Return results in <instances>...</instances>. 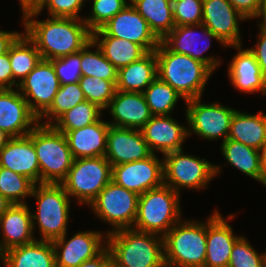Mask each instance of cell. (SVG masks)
I'll return each mask as SVG.
<instances>
[{"label":"cell","instance_id":"obj_13","mask_svg":"<svg viewBox=\"0 0 266 267\" xmlns=\"http://www.w3.org/2000/svg\"><path fill=\"white\" fill-rule=\"evenodd\" d=\"M92 35H109L140 45L146 52L155 51L160 40L150 30L147 21L129 3Z\"/></svg>","mask_w":266,"mask_h":267},{"label":"cell","instance_id":"obj_49","mask_svg":"<svg viewBox=\"0 0 266 267\" xmlns=\"http://www.w3.org/2000/svg\"><path fill=\"white\" fill-rule=\"evenodd\" d=\"M21 33L0 30V55L7 53L11 44Z\"/></svg>","mask_w":266,"mask_h":267},{"label":"cell","instance_id":"obj_17","mask_svg":"<svg viewBox=\"0 0 266 267\" xmlns=\"http://www.w3.org/2000/svg\"><path fill=\"white\" fill-rule=\"evenodd\" d=\"M203 32L202 35L208 40L203 48H198L196 45L199 44L198 30ZM200 35V34H199ZM206 35V36H205ZM212 38H215L223 47H227L211 30L207 29L203 24L199 25H184L175 26L162 40L161 42L170 50L178 54L188 55L195 60L204 63L212 72L221 64V61L216 57L202 56L210 47ZM201 40V39H200ZM205 41V42H206ZM198 42V43H197ZM209 43V44H208Z\"/></svg>","mask_w":266,"mask_h":267},{"label":"cell","instance_id":"obj_39","mask_svg":"<svg viewBox=\"0 0 266 267\" xmlns=\"http://www.w3.org/2000/svg\"><path fill=\"white\" fill-rule=\"evenodd\" d=\"M79 85L86 101L95 103L103 110L107 109L116 91L112 81L92 76H81Z\"/></svg>","mask_w":266,"mask_h":267},{"label":"cell","instance_id":"obj_12","mask_svg":"<svg viewBox=\"0 0 266 267\" xmlns=\"http://www.w3.org/2000/svg\"><path fill=\"white\" fill-rule=\"evenodd\" d=\"M59 87L60 82L52 62L41 59L17 88L27 101L30 110L40 118L52 105Z\"/></svg>","mask_w":266,"mask_h":267},{"label":"cell","instance_id":"obj_14","mask_svg":"<svg viewBox=\"0 0 266 267\" xmlns=\"http://www.w3.org/2000/svg\"><path fill=\"white\" fill-rule=\"evenodd\" d=\"M112 181L141 195L164 184L163 159L153 153L143 160L114 165Z\"/></svg>","mask_w":266,"mask_h":267},{"label":"cell","instance_id":"obj_3","mask_svg":"<svg viewBox=\"0 0 266 267\" xmlns=\"http://www.w3.org/2000/svg\"><path fill=\"white\" fill-rule=\"evenodd\" d=\"M157 76L181 94L185 101L199 98L212 71L194 58L170 51L161 41L155 49Z\"/></svg>","mask_w":266,"mask_h":267},{"label":"cell","instance_id":"obj_45","mask_svg":"<svg viewBox=\"0 0 266 267\" xmlns=\"http://www.w3.org/2000/svg\"><path fill=\"white\" fill-rule=\"evenodd\" d=\"M247 19L258 18L262 10V0H228Z\"/></svg>","mask_w":266,"mask_h":267},{"label":"cell","instance_id":"obj_23","mask_svg":"<svg viewBox=\"0 0 266 267\" xmlns=\"http://www.w3.org/2000/svg\"><path fill=\"white\" fill-rule=\"evenodd\" d=\"M107 108L114 119L109 124L114 127L141 129L153 116L143 93L116 90Z\"/></svg>","mask_w":266,"mask_h":267},{"label":"cell","instance_id":"obj_16","mask_svg":"<svg viewBox=\"0 0 266 267\" xmlns=\"http://www.w3.org/2000/svg\"><path fill=\"white\" fill-rule=\"evenodd\" d=\"M245 19L228 0H203L202 24L227 47L242 45L238 22Z\"/></svg>","mask_w":266,"mask_h":267},{"label":"cell","instance_id":"obj_31","mask_svg":"<svg viewBox=\"0 0 266 267\" xmlns=\"http://www.w3.org/2000/svg\"><path fill=\"white\" fill-rule=\"evenodd\" d=\"M129 1L160 41L175 27L172 3L169 0Z\"/></svg>","mask_w":266,"mask_h":267},{"label":"cell","instance_id":"obj_38","mask_svg":"<svg viewBox=\"0 0 266 267\" xmlns=\"http://www.w3.org/2000/svg\"><path fill=\"white\" fill-rule=\"evenodd\" d=\"M34 183L27 177L0 167V194L11 204H24L31 196Z\"/></svg>","mask_w":266,"mask_h":267},{"label":"cell","instance_id":"obj_37","mask_svg":"<svg viewBox=\"0 0 266 267\" xmlns=\"http://www.w3.org/2000/svg\"><path fill=\"white\" fill-rule=\"evenodd\" d=\"M95 103L84 101L63 113L52 126L56 130H75L97 122L102 111Z\"/></svg>","mask_w":266,"mask_h":267},{"label":"cell","instance_id":"obj_28","mask_svg":"<svg viewBox=\"0 0 266 267\" xmlns=\"http://www.w3.org/2000/svg\"><path fill=\"white\" fill-rule=\"evenodd\" d=\"M156 77V54L150 51L139 60L118 69L116 90L143 93Z\"/></svg>","mask_w":266,"mask_h":267},{"label":"cell","instance_id":"obj_44","mask_svg":"<svg viewBox=\"0 0 266 267\" xmlns=\"http://www.w3.org/2000/svg\"><path fill=\"white\" fill-rule=\"evenodd\" d=\"M85 0H40L33 8L40 14L47 7L49 16L84 19L79 13Z\"/></svg>","mask_w":266,"mask_h":267},{"label":"cell","instance_id":"obj_5","mask_svg":"<svg viewBox=\"0 0 266 267\" xmlns=\"http://www.w3.org/2000/svg\"><path fill=\"white\" fill-rule=\"evenodd\" d=\"M179 199L165 184L139 195L133 229L163 237L182 218Z\"/></svg>","mask_w":266,"mask_h":267},{"label":"cell","instance_id":"obj_21","mask_svg":"<svg viewBox=\"0 0 266 267\" xmlns=\"http://www.w3.org/2000/svg\"><path fill=\"white\" fill-rule=\"evenodd\" d=\"M215 210L207 221V246L204 267H228L229 258L235 241L240 237L233 234L232 225Z\"/></svg>","mask_w":266,"mask_h":267},{"label":"cell","instance_id":"obj_36","mask_svg":"<svg viewBox=\"0 0 266 267\" xmlns=\"http://www.w3.org/2000/svg\"><path fill=\"white\" fill-rule=\"evenodd\" d=\"M86 101L79 82L60 85L50 108L39 118V123L52 125L63 113ZM42 118L48 122H40ZM41 119V120H40Z\"/></svg>","mask_w":266,"mask_h":267},{"label":"cell","instance_id":"obj_54","mask_svg":"<svg viewBox=\"0 0 266 267\" xmlns=\"http://www.w3.org/2000/svg\"><path fill=\"white\" fill-rule=\"evenodd\" d=\"M259 18H263L262 23L259 22L258 24L266 27V0H262V10L259 15Z\"/></svg>","mask_w":266,"mask_h":267},{"label":"cell","instance_id":"obj_48","mask_svg":"<svg viewBox=\"0 0 266 267\" xmlns=\"http://www.w3.org/2000/svg\"><path fill=\"white\" fill-rule=\"evenodd\" d=\"M78 267H113L112 255L109 248L106 246L94 258L84 261Z\"/></svg>","mask_w":266,"mask_h":267},{"label":"cell","instance_id":"obj_9","mask_svg":"<svg viewBox=\"0 0 266 267\" xmlns=\"http://www.w3.org/2000/svg\"><path fill=\"white\" fill-rule=\"evenodd\" d=\"M180 151L164 154V184L180 194V188L201 189L220 173L219 165Z\"/></svg>","mask_w":266,"mask_h":267},{"label":"cell","instance_id":"obj_46","mask_svg":"<svg viewBox=\"0 0 266 267\" xmlns=\"http://www.w3.org/2000/svg\"><path fill=\"white\" fill-rule=\"evenodd\" d=\"M259 28L258 43L254 46V49L249 48V50L254 54L262 74L266 79V27L259 24Z\"/></svg>","mask_w":266,"mask_h":267},{"label":"cell","instance_id":"obj_42","mask_svg":"<svg viewBox=\"0 0 266 267\" xmlns=\"http://www.w3.org/2000/svg\"><path fill=\"white\" fill-rule=\"evenodd\" d=\"M172 10L175 26L202 24L203 0H178Z\"/></svg>","mask_w":266,"mask_h":267},{"label":"cell","instance_id":"obj_27","mask_svg":"<svg viewBox=\"0 0 266 267\" xmlns=\"http://www.w3.org/2000/svg\"><path fill=\"white\" fill-rule=\"evenodd\" d=\"M0 261L4 267H56L52 241L38 239L8 249L0 255Z\"/></svg>","mask_w":266,"mask_h":267},{"label":"cell","instance_id":"obj_4","mask_svg":"<svg viewBox=\"0 0 266 267\" xmlns=\"http://www.w3.org/2000/svg\"><path fill=\"white\" fill-rule=\"evenodd\" d=\"M207 223L179 221L164 236V263L169 267H204Z\"/></svg>","mask_w":266,"mask_h":267},{"label":"cell","instance_id":"obj_24","mask_svg":"<svg viewBox=\"0 0 266 267\" xmlns=\"http://www.w3.org/2000/svg\"><path fill=\"white\" fill-rule=\"evenodd\" d=\"M0 255L10 248L32 243L33 236L32 213L28 204H12L0 217Z\"/></svg>","mask_w":266,"mask_h":267},{"label":"cell","instance_id":"obj_50","mask_svg":"<svg viewBox=\"0 0 266 267\" xmlns=\"http://www.w3.org/2000/svg\"><path fill=\"white\" fill-rule=\"evenodd\" d=\"M258 152H259V160H260L261 169H262L264 177L266 178V141L258 149Z\"/></svg>","mask_w":266,"mask_h":267},{"label":"cell","instance_id":"obj_52","mask_svg":"<svg viewBox=\"0 0 266 267\" xmlns=\"http://www.w3.org/2000/svg\"><path fill=\"white\" fill-rule=\"evenodd\" d=\"M12 137L0 129V150L8 143Z\"/></svg>","mask_w":266,"mask_h":267},{"label":"cell","instance_id":"obj_34","mask_svg":"<svg viewBox=\"0 0 266 267\" xmlns=\"http://www.w3.org/2000/svg\"><path fill=\"white\" fill-rule=\"evenodd\" d=\"M146 103L153 116L170 115L179 98L184 97L158 76L143 91Z\"/></svg>","mask_w":266,"mask_h":267},{"label":"cell","instance_id":"obj_1","mask_svg":"<svg viewBox=\"0 0 266 267\" xmlns=\"http://www.w3.org/2000/svg\"><path fill=\"white\" fill-rule=\"evenodd\" d=\"M22 13L24 31L35 43L42 59L53 60L77 53L92 40V32L83 19L49 17L37 21L33 20L38 15L33 7Z\"/></svg>","mask_w":266,"mask_h":267},{"label":"cell","instance_id":"obj_7","mask_svg":"<svg viewBox=\"0 0 266 267\" xmlns=\"http://www.w3.org/2000/svg\"><path fill=\"white\" fill-rule=\"evenodd\" d=\"M38 186V187H37ZM37 199V214L32 213L33 232L36 224L41 234L40 240L54 241L67 233L70 211V196L62 184L38 183L31 197ZM37 223L35 224L36 220Z\"/></svg>","mask_w":266,"mask_h":267},{"label":"cell","instance_id":"obj_43","mask_svg":"<svg viewBox=\"0 0 266 267\" xmlns=\"http://www.w3.org/2000/svg\"><path fill=\"white\" fill-rule=\"evenodd\" d=\"M60 85L79 82L81 73V50L61 58L50 60Z\"/></svg>","mask_w":266,"mask_h":267},{"label":"cell","instance_id":"obj_29","mask_svg":"<svg viewBox=\"0 0 266 267\" xmlns=\"http://www.w3.org/2000/svg\"><path fill=\"white\" fill-rule=\"evenodd\" d=\"M227 139L241 142L258 150L266 141V115L262 112L251 115L236 110Z\"/></svg>","mask_w":266,"mask_h":267},{"label":"cell","instance_id":"obj_6","mask_svg":"<svg viewBox=\"0 0 266 267\" xmlns=\"http://www.w3.org/2000/svg\"><path fill=\"white\" fill-rule=\"evenodd\" d=\"M32 142L40 168V183L61 184L67 177L74 157L65 135L52 125L37 124Z\"/></svg>","mask_w":266,"mask_h":267},{"label":"cell","instance_id":"obj_8","mask_svg":"<svg viewBox=\"0 0 266 267\" xmlns=\"http://www.w3.org/2000/svg\"><path fill=\"white\" fill-rule=\"evenodd\" d=\"M112 180V166L105 156L74 159L66 179L61 183L66 193L88 204Z\"/></svg>","mask_w":266,"mask_h":267},{"label":"cell","instance_id":"obj_22","mask_svg":"<svg viewBox=\"0 0 266 267\" xmlns=\"http://www.w3.org/2000/svg\"><path fill=\"white\" fill-rule=\"evenodd\" d=\"M0 167L40 183V168L37 153L32 142V131L22 137H12L0 150Z\"/></svg>","mask_w":266,"mask_h":267},{"label":"cell","instance_id":"obj_55","mask_svg":"<svg viewBox=\"0 0 266 267\" xmlns=\"http://www.w3.org/2000/svg\"><path fill=\"white\" fill-rule=\"evenodd\" d=\"M171 3H174L175 1H178V0H169Z\"/></svg>","mask_w":266,"mask_h":267},{"label":"cell","instance_id":"obj_30","mask_svg":"<svg viewBox=\"0 0 266 267\" xmlns=\"http://www.w3.org/2000/svg\"><path fill=\"white\" fill-rule=\"evenodd\" d=\"M221 153L230 165L266 186V178L261 169L257 149L226 139L221 144Z\"/></svg>","mask_w":266,"mask_h":267},{"label":"cell","instance_id":"obj_33","mask_svg":"<svg viewBox=\"0 0 266 267\" xmlns=\"http://www.w3.org/2000/svg\"><path fill=\"white\" fill-rule=\"evenodd\" d=\"M92 41L117 69L139 60L147 53L136 43L109 35H92Z\"/></svg>","mask_w":266,"mask_h":267},{"label":"cell","instance_id":"obj_2","mask_svg":"<svg viewBox=\"0 0 266 267\" xmlns=\"http://www.w3.org/2000/svg\"><path fill=\"white\" fill-rule=\"evenodd\" d=\"M113 267H164L163 237L153 233L121 229L105 235ZM159 239H158V238Z\"/></svg>","mask_w":266,"mask_h":267},{"label":"cell","instance_id":"obj_32","mask_svg":"<svg viewBox=\"0 0 266 267\" xmlns=\"http://www.w3.org/2000/svg\"><path fill=\"white\" fill-rule=\"evenodd\" d=\"M13 74V86L18 84L36 67L42 57L35 43L26 35L20 34L8 49ZM18 79V83L16 81Z\"/></svg>","mask_w":266,"mask_h":267},{"label":"cell","instance_id":"obj_41","mask_svg":"<svg viewBox=\"0 0 266 267\" xmlns=\"http://www.w3.org/2000/svg\"><path fill=\"white\" fill-rule=\"evenodd\" d=\"M228 267H265V253L260 255L244 237H239L230 254Z\"/></svg>","mask_w":266,"mask_h":267},{"label":"cell","instance_id":"obj_11","mask_svg":"<svg viewBox=\"0 0 266 267\" xmlns=\"http://www.w3.org/2000/svg\"><path fill=\"white\" fill-rule=\"evenodd\" d=\"M185 103L187 125L191 132L207 140L224 136L223 141H225L228 138L235 109L220 103H201V97L186 100Z\"/></svg>","mask_w":266,"mask_h":267},{"label":"cell","instance_id":"obj_25","mask_svg":"<svg viewBox=\"0 0 266 267\" xmlns=\"http://www.w3.org/2000/svg\"><path fill=\"white\" fill-rule=\"evenodd\" d=\"M109 125L100 118L83 128L57 131L65 135L74 159L94 158L105 155Z\"/></svg>","mask_w":266,"mask_h":267},{"label":"cell","instance_id":"obj_10","mask_svg":"<svg viewBox=\"0 0 266 267\" xmlns=\"http://www.w3.org/2000/svg\"><path fill=\"white\" fill-rule=\"evenodd\" d=\"M139 195L110 181L91 202L93 212L114 227V231L133 228L137 215Z\"/></svg>","mask_w":266,"mask_h":267},{"label":"cell","instance_id":"obj_18","mask_svg":"<svg viewBox=\"0 0 266 267\" xmlns=\"http://www.w3.org/2000/svg\"><path fill=\"white\" fill-rule=\"evenodd\" d=\"M152 154L140 129L109 125L104 156L111 166L143 160Z\"/></svg>","mask_w":266,"mask_h":267},{"label":"cell","instance_id":"obj_19","mask_svg":"<svg viewBox=\"0 0 266 267\" xmlns=\"http://www.w3.org/2000/svg\"><path fill=\"white\" fill-rule=\"evenodd\" d=\"M37 124L39 118L30 110L18 89H0V129L11 137H22Z\"/></svg>","mask_w":266,"mask_h":267},{"label":"cell","instance_id":"obj_53","mask_svg":"<svg viewBox=\"0 0 266 267\" xmlns=\"http://www.w3.org/2000/svg\"><path fill=\"white\" fill-rule=\"evenodd\" d=\"M19 1L21 9L24 10L30 7H34L40 0H19Z\"/></svg>","mask_w":266,"mask_h":267},{"label":"cell","instance_id":"obj_47","mask_svg":"<svg viewBox=\"0 0 266 267\" xmlns=\"http://www.w3.org/2000/svg\"><path fill=\"white\" fill-rule=\"evenodd\" d=\"M13 74L9 60V53L0 55V89H12Z\"/></svg>","mask_w":266,"mask_h":267},{"label":"cell","instance_id":"obj_20","mask_svg":"<svg viewBox=\"0 0 266 267\" xmlns=\"http://www.w3.org/2000/svg\"><path fill=\"white\" fill-rule=\"evenodd\" d=\"M150 150L166 154L183 150L182 143L191 132L170 115H155L140 129Z\"/></svg>","mask_w":266,"mask_h":267},{"label":"cell","instance_id":"obj_35","mask_svg":"<svg viewBox=\"0 0 266 267\" xmlns=\"http://www.w3.org/2000/svg\"><path fill=\"white\" fill-rule=\"evenodd\" d=\"M94 47L95 51H91L90 48ZM81 73L82 76L98 77L112 81L115 85L117 83L118 69L105 58L92 40L81 50Z\"/></svg>","mask_w":266,"mask_h":267},{"label":"cell","instance_id":"obj_26","mask_svg":"<svg viewBox=\"0 0 266 267\" xmlns=\"http://www.w3.org/2000/svg\"><path fill=\"white\" fill-rule=\"evenodd\" d=\"M233 47L238 49V52L228 66V76L232 85L244 93L266 94V79L254 54L248 48L242 50L241 45Z\"/></svg>","mask_w":266,"mask_h":267},{"label":"cell","instance_id":"obj_40","mask_svg":"<svg viewBox=\"0 0 266 267\" xmlns=\"http://www.w3.org/2000/svg\"><path fill=\"white\" fill-rule=\"evenodd\" d=\"M89 17L83 20L91 32L100 29L129 3L126 0H93Z\"/></svg>","mask_w":266,"mask_h":267},{"label":"cell","instance_id":"obj_51","mask_svg":"<svg viewBox=\"0 0 266 267\" xmlns=\"http://www.w3.org/2000/svg\"><path fill=\"white\" fill-rule=\"evenodd\" d=\"M12 204L0 194V217L6 212V210L11 206Z\"/></svg>","mask_w":266,"mask_h":267},{"label":"cell","instance_id":"obj_15","mask_svg":"<svg viewBox=\"0 0 266 267\" xmlns=\"http://www.w3.org/2000/svg\"><path fill=\"white\" fill-rule=\"evenodd\" d=\"M67 233L52 241L55 249L56 267H78L98 255L107 246L99 231L77 232L66 241ZM61 250V251H60Z\"/></svg>","mask_w":266,"mask_h":267}]
</instances>
